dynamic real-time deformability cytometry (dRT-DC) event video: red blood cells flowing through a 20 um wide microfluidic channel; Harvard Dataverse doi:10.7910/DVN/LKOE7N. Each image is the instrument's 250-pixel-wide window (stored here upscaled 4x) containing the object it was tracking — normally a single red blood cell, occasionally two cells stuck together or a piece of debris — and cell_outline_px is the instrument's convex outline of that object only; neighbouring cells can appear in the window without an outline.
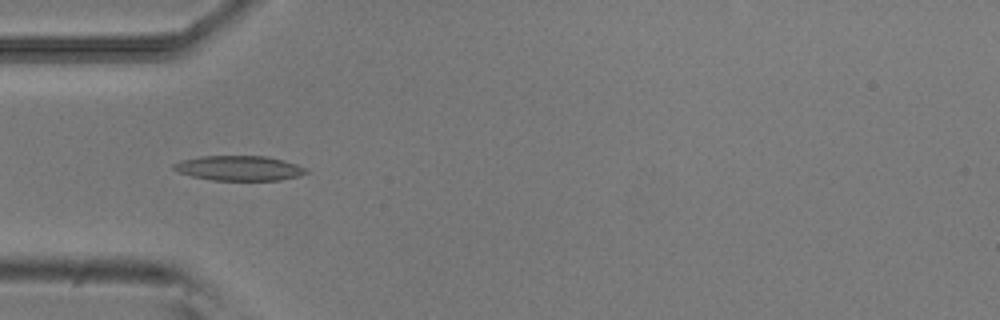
{"species": "common noctule bat (a hibernating species)", "species_latin": "Nyctalus noctula", "temperature_condition": "room temperature", "stored_images_in_passage": 18, "camera_frame_rate_fps": 3000, "um_per_image_px": 0.085, "animal": {"sex": "male", "body_mass_g": 20.5, "forearm_length_mm": 52.5}, "frame": {"image": 1, "passage_image": 15, "time_ms": 4.667, "image_size_px": [1000, 320], "cell_outline_px": [[308, 172], [300, 176], [280, 180], [212, 180], [192, 176], [180, 172], [172, 168], [172, 164], [180, 160], [200, 156], [268, 156], [284, 160], [308, 168]], "centroid_in_image_um": [20.35, 14.29], "position_along_channel_um": 64.7, "area_um2": 19.31}}